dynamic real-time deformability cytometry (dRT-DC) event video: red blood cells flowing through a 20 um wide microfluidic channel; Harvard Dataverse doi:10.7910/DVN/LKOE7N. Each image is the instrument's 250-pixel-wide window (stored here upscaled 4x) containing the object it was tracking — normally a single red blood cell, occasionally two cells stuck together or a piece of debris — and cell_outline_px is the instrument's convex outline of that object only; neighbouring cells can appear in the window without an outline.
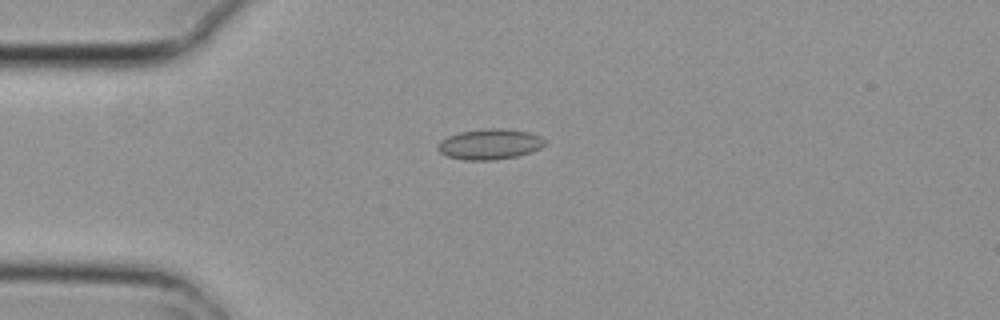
{"species": "common noctule bat (a hibernating species)", "species_latin": "Nyctalus noctula", "temperature_condition": "cold", "stored_images_in_passage": 7, "camera_frame_rate_fps": 3000, "um_per_image_px": 0.085, "animal": {"sex": "female", "body_mass_g": 29.2, "forearm_length_mm": 56.3}, "frame": {"image": 1, "passage_image": 2, "time_ms": 0.333, "image_size_px": [1000, 320], "cell_outline_px": [[548, 144], [532, 152], [516, 156], [492, 160], [464, 160], [448, 156], [440, 152], [436, 148], [436, 144], [440, 140], [448, 136], [460, 132], [488, 128], [500, 128], [528, 132], [540, 136]], "centroid_in_image_um": [41.62, 12.26], "position_along_channel_um": 43.4, "area_um2": 19.07}}
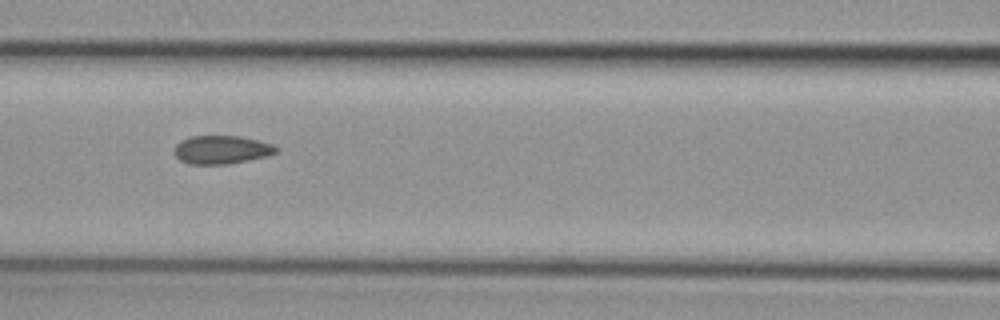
{"frame": {"image": 2, "passage_image": 5, "time_ms": 1.333, "image_size_px": [1000, 320], "cell_outline_px": [[280, 148], [276, 152], [268, 156], [228, 164], [188, 164], [180, 160], [176, 156], [176, 144], [180, 140], [192, 136], [240, 136], [272, 144]], "centroid_in_image_um": [18.85, 12.73], "position_along_channel_um": 147.8, "area_um2": 16.76}}
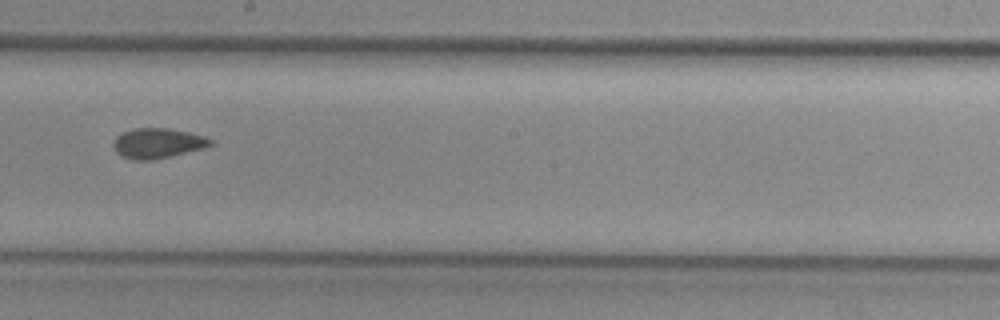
{"frame": {"image": 3, "passage_image": 7, "time_ms": 2.0, "image_size_px": [1000, 320], "cell_outline_px": [[216, 144], [204, 148], [152, 160], [132, 160], [120, 156], [116, 152], [112, 144], [116, 136], [132, 128], [168, 128], [188, 132], [204, 136], [212, 140]], "centroid_in_image_um": [13.39, 12.17], "position_along_channel_um": 234.8, "area_um2": 17.11}}